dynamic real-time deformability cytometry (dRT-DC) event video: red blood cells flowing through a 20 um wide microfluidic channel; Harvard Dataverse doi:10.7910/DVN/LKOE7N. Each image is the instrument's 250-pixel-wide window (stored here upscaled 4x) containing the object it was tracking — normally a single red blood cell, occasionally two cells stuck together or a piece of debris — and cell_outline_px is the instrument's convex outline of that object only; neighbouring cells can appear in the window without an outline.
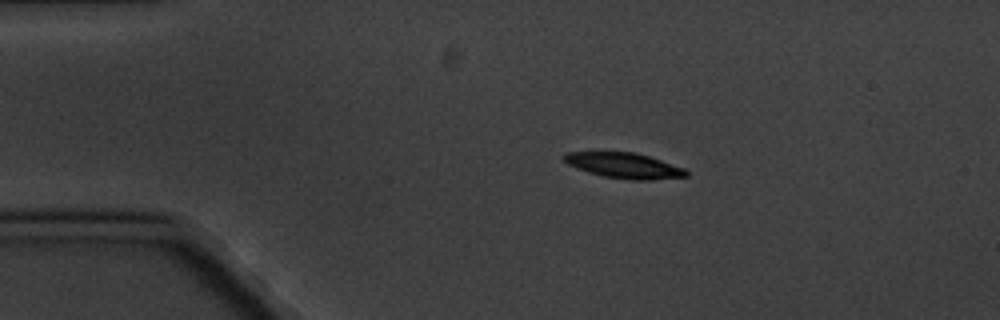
{"species": "common noctule bat (a hibernating species)", "species_latin": "Nyctalus noctula", "temperature_condition": "cold", "stored_images_in_passage": 9, "camera_frame_rate_fps": 3000, "um_per_image_px": 0.085, "animal": {"sex": "male", "body_mass_g": 20.1, "forearm_length_mm": 53.5}, "frame": {"image": 1, "passage_image": 2, "time_ms": 2.0, "image_size_px": [1000, 320], "cell_outline_px": [[688, 176], [652, 180], [628, 180], [604, 176], [588, 172], [576, 168], [568, 164], [560, 156], [564, 152], [636, 152], [684, 168], [688, 172]], "centroid_in_image_um": [53.02, 14.07], "position_along_channel_um": 32.0, "area_um2": 18.15}}
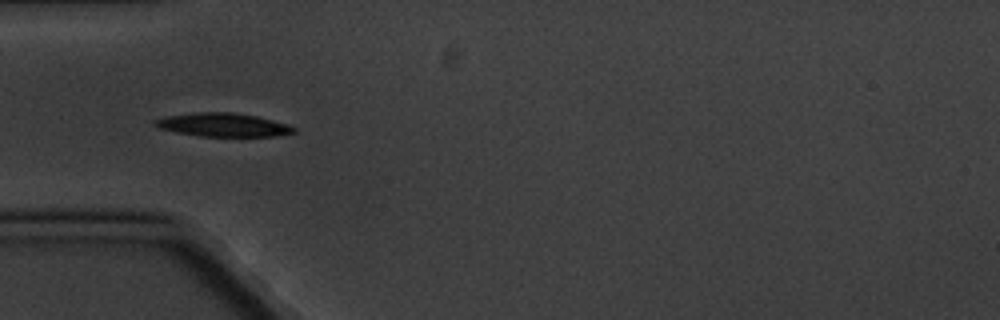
{"frame": {"image": 2, "passage_image": 4, "time_ms": 4.333, "image_size_px": [1000, 320], "cell_outline_px": [[296, 132], [276, 136], [200, 136], [176, 132], [156, 128], [152, 124], [152, 120], [168, 116], [196, 112], [232, 112], [256, 116], [288, 124], [296, 128]], "centroid_in_image_um": [18.92, 10.61], "position_along_channel_um": 66.1, "area_um2": 19.07}}